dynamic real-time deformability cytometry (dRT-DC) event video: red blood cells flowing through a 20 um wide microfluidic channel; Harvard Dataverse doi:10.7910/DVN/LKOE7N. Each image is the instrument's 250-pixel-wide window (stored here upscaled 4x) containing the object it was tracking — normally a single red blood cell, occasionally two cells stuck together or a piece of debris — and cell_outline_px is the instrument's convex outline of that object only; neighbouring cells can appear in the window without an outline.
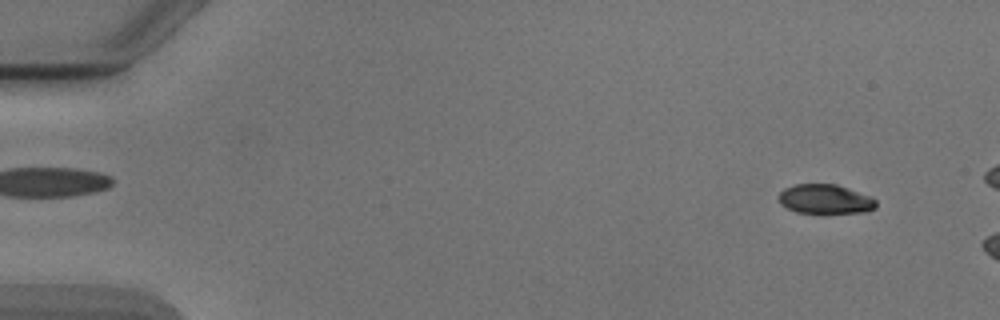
{"species": "Egyptian fruit bat (a non-hibernating species)", "species_latin": "Rousettus aegyptiacus", "temperature_condition": "cold", "stored_images_in_passage": 10, "camera_frame_rate_fps": 3000, "um_per_image_px": 0.085, "animal": {"sex": "male"}, "frame": {"image": 1, "passage_image": 4, "time_ms": 1.0, "image_size_px": [1000, 320], "cell_outline_px": [[876, 208], [864, 212], [824, 216], [820, 216], [796, 212], [780, 204], [776, 196], [784, 188], [796, 184], [836, 184], [848, 188], [868, 196], [876, 200]], "centroid_in_image_um": [70.1, 16.98], "position_along_channel_um": 14.9, "area_um2": 17.51}}